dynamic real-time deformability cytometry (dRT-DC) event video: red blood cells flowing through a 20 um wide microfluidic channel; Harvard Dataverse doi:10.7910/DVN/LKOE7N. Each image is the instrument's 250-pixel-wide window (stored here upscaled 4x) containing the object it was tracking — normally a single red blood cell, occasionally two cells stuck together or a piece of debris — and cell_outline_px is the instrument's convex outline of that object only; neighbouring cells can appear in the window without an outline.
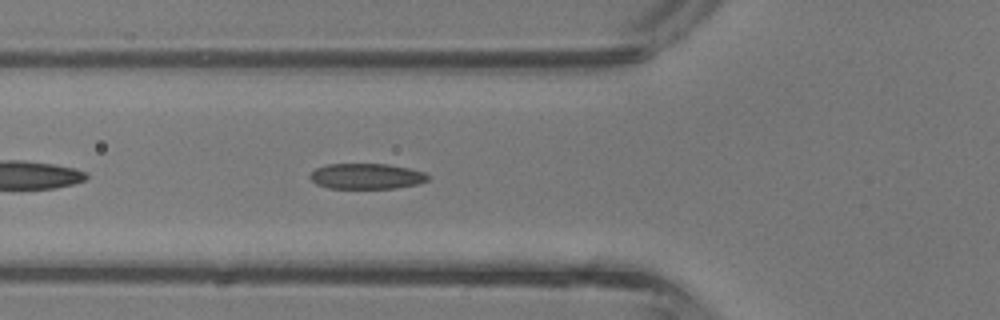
{"species": "common noctule bat (a hibernating species)", "species_latin": "Nyctalus noctula", "temperature_condition": "room temperature", "stored_images_in_passage": 28, "camera_frame_rate_fps": 3000, "um_per_image_px": 0.085, "animal": {"sex": "male", "body_mass_g": 13.3}, "frame": {"image": 1, "passage_image": 4, "time_ms": 1.0, "image_size_px": [1000, 320], "cell_outline_px": [[428, 180], [420, 184], [396, 188], [328, 188], [316, 184], [308, 176], [316, 168], [328, 164], [388, 164], [408, 168], [424, 172], [428, 176]], "centroid_in_image_um": [31.15, 14.98], "position_along_channel_um": 94.6, "area_um2": 17.57}}
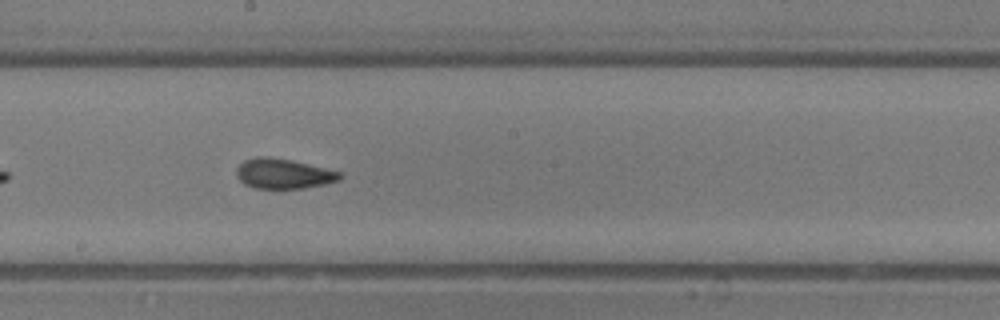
{"frame": {"image": 2, "passage_image": 12, "time_ms": 3.667, "image_size_px": [1000, 320], "cell_outline_px": [[340, 180], [324, 184], [300, 188], [256, 188], [244, 184], [236, 176], [236, 168], [244, 160], [256, 156], [268, 156], [292, 160], [340, 172]], "centroid_in_image_um": [24.03, 14.75], "position_along_channel_um": 224.2, "area_um2": 17.92}}
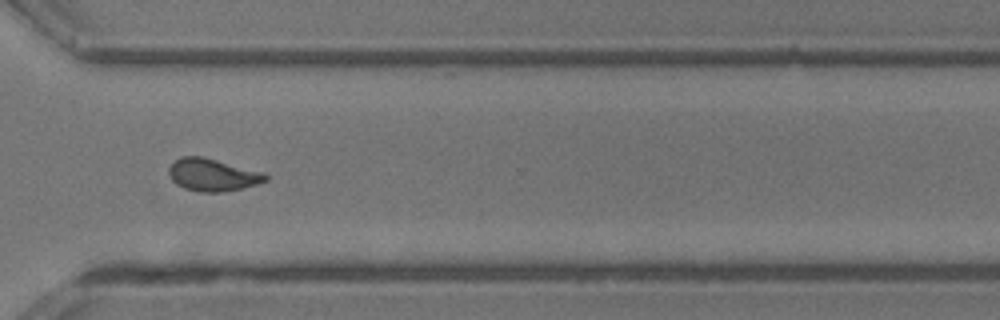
{"frame": {"image": 3, "passage_image": 20, "time_ms": 6.333, "image_size_px": [1000, 320], "cell_outline_px": [[268, 180], [256, 184], [224, 192], [200, 192], [184, 188], [176, 184], [172, 180], [168, 172], [168, 168], [180, 156], [204, 156], [264, 172], [268, 176]], "centroid_in_image_um": [18.07, 14.85], "position_along_channel_um": 352.5, "area_um2": 18.38}, "authors_computed_cell_mechanics": {"area_um2": 17.918, "velocity_mm_per_s": 4.8283, "shape_relaxation_time_tau1_ms": 6.8613, "shape_relaxation_time_tau2_ms": 1.3772, "deformation_change_tau1": 0.2017, "deformation_change_tau2": 0.0789}}